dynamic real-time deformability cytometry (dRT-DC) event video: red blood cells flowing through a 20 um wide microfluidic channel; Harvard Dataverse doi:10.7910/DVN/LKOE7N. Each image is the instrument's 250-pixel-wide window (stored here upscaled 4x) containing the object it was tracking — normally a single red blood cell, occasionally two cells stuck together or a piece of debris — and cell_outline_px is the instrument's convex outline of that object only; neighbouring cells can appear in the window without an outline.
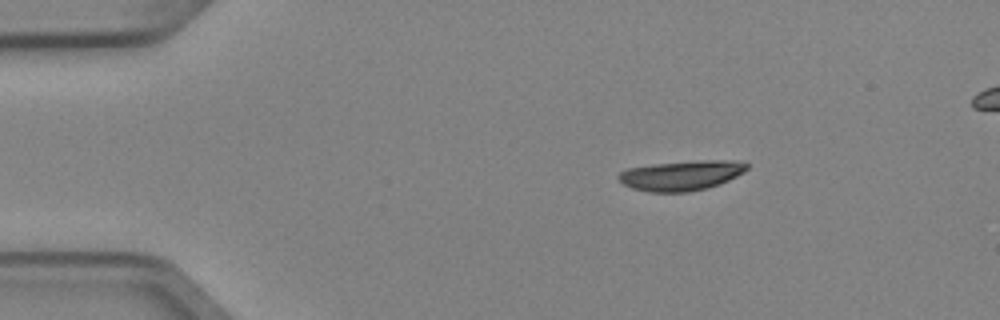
{"species": "Egyptian fruit bat (a non-hibernating species)", "species_latin": "Rousettus aegyptiacus", "temperature_condition": "cold", "stored_images_in_passage": 5, "camera_frame_rate_fps": 3000, "um_per_image_px": 0.085, "animal": {"sex": "female"}, "frame": {"image": 1, "passage_image": 2, "time_ms": 0.333, "image_size_px": [1000, 320], "cell_outline_px": [[748, 168], [744, 172], [720, 184], [708, 188], [688, 192], [652, 192], [632, 188], [624, 184], [616, 176], [620, 172], [628, 168], [652, 164], [700, 160], [732, 160], [748, 164]], "centroid_in_image_um": [57.92, 14.91], "position_along_channel_um": 27.1, "area_um2": 22.37}}
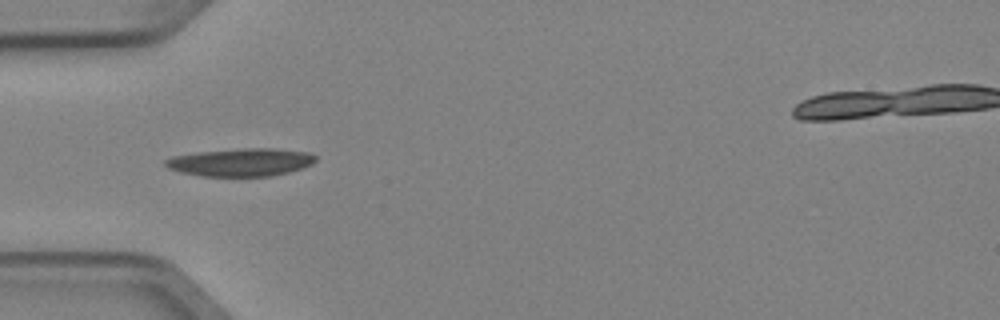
{"frame": {"image": 2, "passage_image": 4, "time_ms": 1.0, "image_size_px": [1000, 320], "cell_outline_px": [[316, 160], [312, 164], [288, 172], [272, 176], [200, 176], [180, 172], [168, 168], [164, 164], [164, 160], [172, 156], [200, 152], [244, 148], [272, 148], [312, 152], [316, 156]], "centroid_in_image_um": [20.48, 13.79], "position_along_channel_um": 64.5, "area_um2": 24.45}}
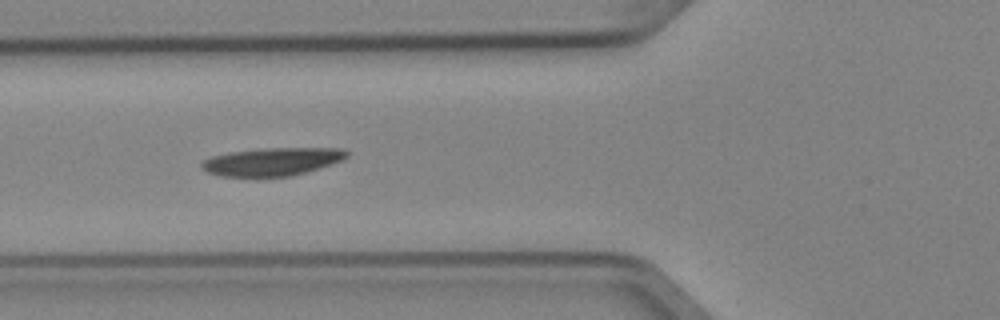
{"frame": {"image": 3, "passage_image": 5, "time_ms": 1.333, "image_size_px": [1000, 320], "cell_outline_px": [[348, 156], [332, 164], [292, 176], [220, 176], [208, 172], [200, 168], [200, 164], [204, 160], [212, 156], [232, 152], [264, 148], [340, 148], [348, 152]], "centroid_in_image_um": [23.12, 13.74], "position_along_channel_um": 102.7, "area_um2": 23.41}}